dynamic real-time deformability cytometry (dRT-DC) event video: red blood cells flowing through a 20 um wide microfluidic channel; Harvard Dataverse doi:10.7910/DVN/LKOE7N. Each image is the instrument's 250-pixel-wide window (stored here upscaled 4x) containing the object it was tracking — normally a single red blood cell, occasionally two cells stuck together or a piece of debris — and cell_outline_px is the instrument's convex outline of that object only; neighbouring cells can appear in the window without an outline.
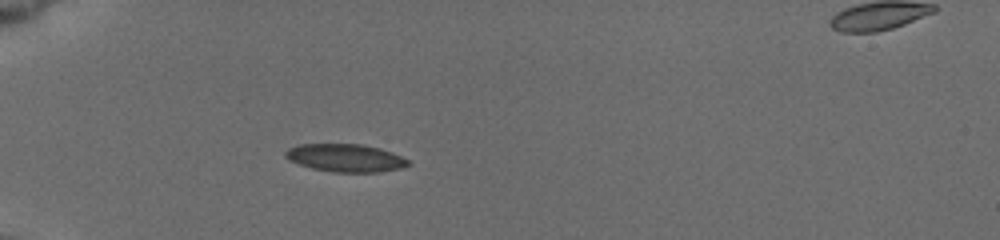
{"species": "common noctule bat (a hibernating species)", "species_latin": "Nyctalus noctula", "temperature_condition": "cold", "stored_images_in_passage": 13, "camera_frame_rate_fps": 3000, "um_per_image_px": 0.085, "animal": {"sex": "female", "body_mass_g": 19.5, "forearm_length_mm": 54.1}, "frame": {"image": 1, "passage_image": 8, "time_ms": 3.333, "image_size_px": [1000, 240], "cell_outline_px": [[412, 164], [400, 168], [376, 172], [332, 172], [312, 168], [288, 160], [284, 156], [284, 152], [288, 148], [300, 144], [360, 144], [380, 148], [392, 152], [408, 160]], "centroid_in_image_um": [29.34, 13.42], "position_along_channel_um": 55.7, "area_um2": 19.88}}
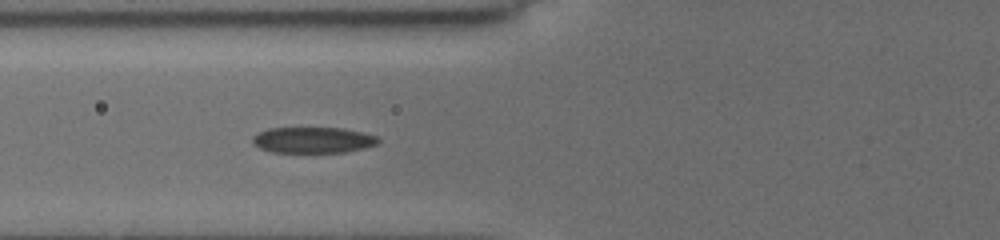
{"frame": {"image": 2, "passage_image": 13, "time_ms": 5.0, "image_size_px": [1000, 240], "cell_outline_px": [[380, 140], [376, 144], [364, 148], [344, 152], [272, 152], [260, 148], [252, 144], [252, 136], [268, 128], [344, 128], [376, 136]], "centroid_in_image_um": [26.57, 11.9], "position_along_channel_um": 99.2, "area_um2": 18.9}}